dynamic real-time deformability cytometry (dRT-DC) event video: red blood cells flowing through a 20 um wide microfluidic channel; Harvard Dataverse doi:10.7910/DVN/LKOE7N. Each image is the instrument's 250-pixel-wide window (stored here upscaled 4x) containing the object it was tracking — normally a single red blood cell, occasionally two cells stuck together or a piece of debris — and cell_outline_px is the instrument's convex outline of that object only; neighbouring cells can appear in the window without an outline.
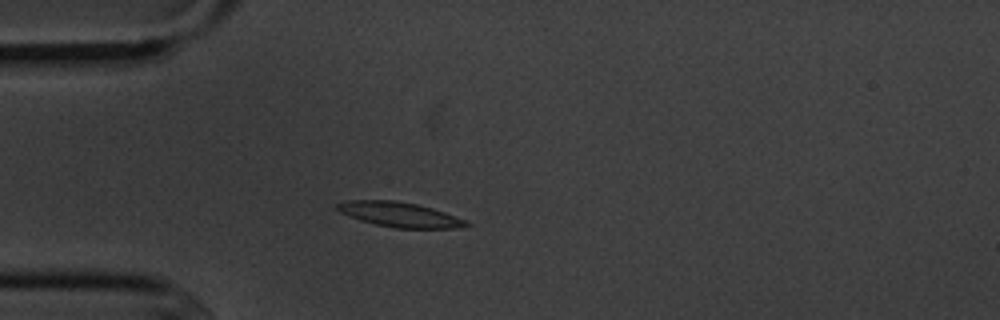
{"species": "common noctule bat (a hibernating species)", "species_latin": "Nyctalus noctula", "temperature_condition": "cold", "stored_images_in_passage": 3, "camera_frame_rate_fps": 3000, "um_per_image_px": 0.085, "animal": {"sex": "male", "body_mass_g": 20.1, "forearm_length_mm": 53.5}, "frame": {"image": 1, "passage_image": 3, "time_ms": 2.333, "image_size_px": [1000, 320], "cell_outline_px": [[472, 224], [456, 228], [396, 228], [376, 224], [360, 220], [348, 216], [340, 212], [336, 208], [336, 204], [348, 200], [396, 200], [416, 204], [432, 208], [444, 212], [464, 220]], "centroid_in_image_um": [33.93, 18.23], "position_along_channel_um": 51.1, "area_um2": 18.5}}